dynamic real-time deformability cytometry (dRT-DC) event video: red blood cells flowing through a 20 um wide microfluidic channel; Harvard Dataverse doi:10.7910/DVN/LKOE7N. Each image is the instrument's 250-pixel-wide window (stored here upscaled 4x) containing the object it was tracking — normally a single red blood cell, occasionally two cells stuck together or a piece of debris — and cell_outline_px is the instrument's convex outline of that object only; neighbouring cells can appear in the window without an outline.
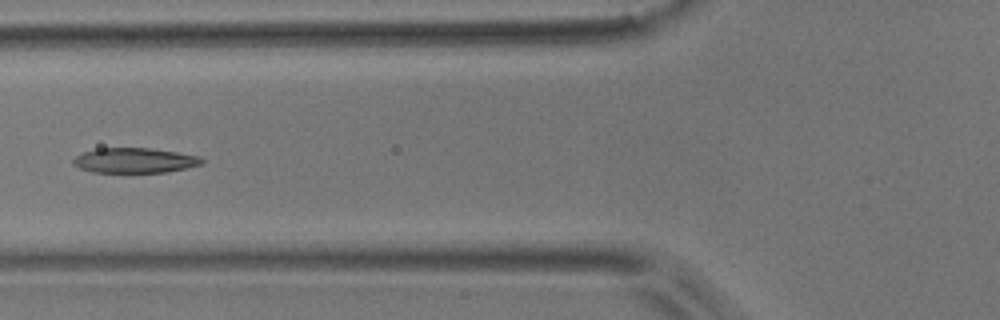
{"species": "common noctule bat (a hibernating species)", "species_latin": "Nyctalus noctula", "temperature_condition": "room temperature", "stored_images_in_passage": 4, "camera_frame_rate_fps": 3000, "um_per_image_px": 0.085, "animal": {"sex": "male", "body_mass_g": 17.9}, "frame": {"image": 1, "passage_image": 4, "time_ms": 1.0, "image_size_px": [1000, 320], "cell_outline_px": [[204, 160], [200, 164], [168, 172], [92, 172], [80, 168], [72, 164], [72, 160], [76, 156], [84, 152], [96, 148], [152, 148], [200, 156]], "centroid_in_image_um": [11.41, 13.63], "position_along_channel_um": 114.4, "area_um2": 18.67}}